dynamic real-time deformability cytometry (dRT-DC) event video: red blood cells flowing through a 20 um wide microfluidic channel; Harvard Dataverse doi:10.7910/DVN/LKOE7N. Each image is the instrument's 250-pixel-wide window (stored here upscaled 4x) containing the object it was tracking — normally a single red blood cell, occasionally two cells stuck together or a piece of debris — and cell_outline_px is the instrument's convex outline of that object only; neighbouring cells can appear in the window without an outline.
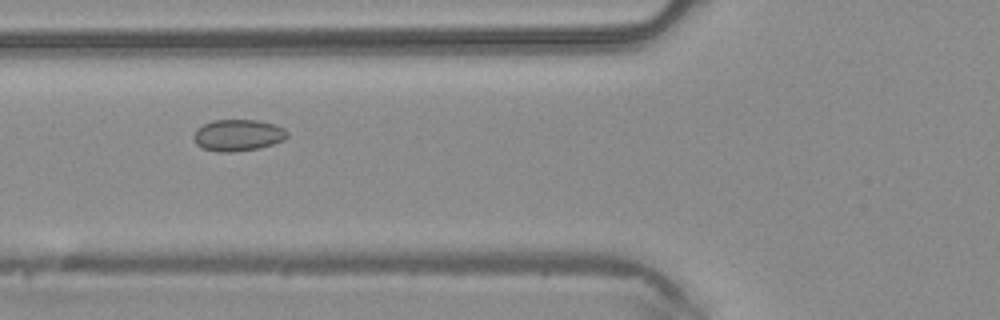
{"species": "common noctule bat (a hibernating species)", "species_latin": "Nyctalus noctula", "temperature_condition": "warm", "stored_images_in_passage": 6, "camera_frame_rate_fps": 3000, "um_per_image_px": 0.085, "animal": {"sex": "male", "body_mass_g": 20.4}, "frame": {"image": 1, "passage_image": 6, "time_ms": 1.667, "image_size_px": [1000, 320], "cell_outline_px": [[288, 136], [284, 140], [260, 148], [232, 152], [216, 152], [204, 148], [196, 144], [192, 136], [196, 128], [212, 120], [256, 120], [272, 124], [284, 128], [288, 132]], "centroid_in_image_um": [20.2, 11.49], "position_along_channel_um": 105.6, "area_um2": 17.28}}